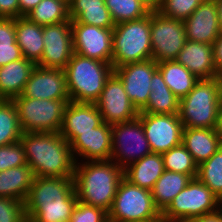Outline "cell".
<instances>
[{"label":"cell","instance_id":"obj_31","mask_svg":"<svg viewBox=\"0 0 222 222\" xmlns=\"http://www.w3.org/2000/svg\"><path fill=\"white\" fill-rule=\"evenodd\" d=\"M26 17L40 26L71 20L69 17V5L62 0H42Z\"/></svg>","mask_w":222,"mask_h":222},{"label":"cell","instance_id":"obj_3","mask_svg":"<svg viewBox=\"0 0 222 222\" xmlns=\"http://www.w3.org/2000/svg\"><path fill=\"white\" fill-rule=\"evenodd\" d=\"M76 162L74 184L78 201L109 211L124 170L114 161Z\"/></svg>","mask_w":222,"mask_h":222},{"label":"cell","instance_id":"obj_11","mask_svg":"<svg viewBox=\"0 0 222 222\" xmlns=\"http://www.w3.org/2000/svg\"><path fill=\"white\" fill-rule=\"evenodd\" d=\"M152 59L157 63L175 60L186 42L182 20L168 18L158 11L151 12Z\"/></svg>","mask_w":222,"mask_h":222},{"label":"cell","instance_id":"obj_39","mask_svg":"<svg viewBox=\"0 0 222 222\" xmlns=\"http://www.w3.org/2000/svg\"><path fill=\"white\" fill-rule=\"evenodd\" d=\"M69 222H108V212L78 201Z\"/></svg>","mask_w":222,"mask_h":222},{"label":"cell","instance_id":"obj_24","mask_svg":"<svg viewBox=\"0 0 222 222\" xmlns=\"http://www.w3.org/2000/svg\"><path fill=\"white\" fill-rule=\"evenodd\" d=\"M71 23H84L100 28H114L105 0H71L69 5Z\"/></svg>","mask_w":222,"mask_h":222},{"label":"cell","instance_id":"obj_7","mask_svg":"<svg viewBox=\"0 0 222 222\" xmlns=\"http://www.w3.org/2000/svg\"><path fill=\"white\" fill-rule=\"evenodd\" d=\"M23 132H59L66 105L70 100L34 99L16 96L12 99Z\"/></svg>","mask_w":222,"mask_h":222},{"label":"cell","instance_id":"obj_32","mask_svg":"<svg viewBox=\"0 0 222 222\" xmlns=\"http://www.w3.org/2000/svg\"><path fill=\"white\" fill-rule=\"evenodd\" d=\"M23 131L12 100L0 99V146L20 141Z\"/></svg>","mask_w":222,"mask_h":222},{"label":"cell","instance_id":"obj_22","mask_svg":"<svg viewBox=\"0 0 222 222\" xmlns=\"http://www.w3.org/2000/svg\"><path fill=\"white\" fill-rule=\"evenodd\" d=\"M182 145L199 165L208 160L222 146V141L217 135L216 128L184 127Z\"/></svg>","mask_w":222,"mask_h":222},{"label":"cell","instance_id":"obj_29","mask_svg":"<svg viewBox=\"0 0 222 222\" xmlns=\"http://www.w3.org/2000/svg\"><path fill=\"white\" fill-rule=\"evenodd\" d=\"M193 179L190 175L165 170L154 184L151 194L155 207L162 213Z\"/></svg>","mask_w":222,"mask_h":222},{"label":"cell","instance_id":"obj_10","mask_svg":"<svg viewBox=\"0 0 222 222\" xmlns=\"http://www.w3.org/2000/svg\"><path fill=\"white\" fill-rule=\"evenodd\" d=\"M111 132L112 152L110 160L123 170L152 153L139 117L127 122L112 124Z\"/></svg>","mask_w":222,"mask_h":222},{"label":"cell","instance_id":"obj_23","mask_svg":"<svg viewBox=\"0 0 222 222\" xmlns=\"http://www.w3.org/2000/svg\"><path fill=\"white\" fill-rule=\"evenodd\" d=\"M35 66L33 61L25 57L1 66L0 99L12 100L21 95Z\"/></svg>","mask_w":222,"mask_h":222},{"label":"cell","instance_id":"obj_44","mask_svg":"<svg viewBox=\"0 0 222 222\" xmlns=\"http://www.w3.org/2000/svg\"><path fill=\"white\" fill-rule=\"evenodd\" d=\"M186 222H222V212L218 208L216 211L192 218Z\"/></svg>","mask_w":222,"mask_h":222},{"label":"cell","instance_id":"obj_18","mask_svg":"<svg viewBox=\"0 0 222 222\" xmlns=\"http://www.w3.org/2000/svg\"><path fill=\"white\" fill-rule=\"evenodd\" d=\"M73 157L78 162L81 157L86 161H107L111 158V124L103 122L92 131L81 134L70 144Z\"/></svg>","mask_w":222,"mask_h":222},{"label":"cell","instance_id":"obj_15","mask_svg":"<svg viewBox=\"0 0 222 222\" xmlns=\"http://www.w3.org/2000/svg\"><path fill=\"white\" fill-rule=\"evenodd\" d=\"M43 43L42 58L36 65L64 70L74 53L71 20L43 26Z\"/></svg>","mask_w":222,"mask_h":222},{"label":"cell","instance_id":"obj_40","mask_svg":"<svg viewBox=\"0 0 222 222\" xmlns=\"http://www.w3.org/2000/svg\"><path fill=\"white\" fill-rule=\"evenodd\" d=\"M23 58L17 42L0 44V67Z\"/></svg>","mask_w":222,"mask_h":222},{"label":"cell","instance_id":"obj_12","mask_svg":"<svg viewBox=\"0 0 222 222\" xmlns=\"http://www.w3.org/2000/svg\"><path fill=\"white\" fill-rule=\"evenodd\" d=\"M152 153H164L182 144L183 123L178 114L139 113Z\"/></svg>","mask_w":222,"mask_h":222},{"label":"cell","instance_id":"obj_49","mask_svg":"<svg viewBox=\"0 0 222 222\" xmlns=\"http://www.w3.org/2000/svg\"><path fill=\"white\" fill-rule=\"evenodd\" d=\"M217 78L220 83V99H221V105H222V74H219Z\"/></svg>","mask_w":222,"mask_h":222},{"label":"cell","instance_id":"obj_30","mask_svg":"<svg viewBox=\"0 0 222 222\" xmlns=\"http://www.w3.org/2000/svg\"><path fill=\"white\" fill-rule=\"evenodd\" d=\"M157 69L162 74L167 86L179 100L184 98L199 81L195 75L176 60L159 62Z\"/></svg>","mask_w":222,"mask_h":222},{"label":"cell","instance_id":"obj_37","mask_svg":"<svg viewBox=\"0 0 222 222\" xmlns=\"http://www.w3.org/2000/svg\"><path fill=\"white\" fill-rule=\"evenodd\" d=\"M26 164L25 150L21 141L0 146V172Z\"/></svg>","mask_w":222,"mask_h":222},{"label":"cell","instance_id":"obj_38","mask_svg":"<svg viewBox=\"0 0 222 222\" xmlns=\"http://www.w3.org/2000/svg\"><path fill=\"white\" fill-rule=\"evenodd\" d=\"M0 222H28L24 202L0 197Z\"/></svg>","mask_w":222,"mask_h":222},{"label":"cell","instance_id":"obj_20","mask_svg":"<svg viewBox=\"0 0 222 222\" xmlns=\"http://www.w3.org/2000/svg\"><path fill=\"white\" fill-rule=\"evenodd\" d=\"M183 23L186 40L189 41L213 45L221 33L218 9L213 0L202 1Z\"/></svg>","mask_w":222,"mask_h":222},{"label":"cell","instance_id":"obj_2","mask_svg":"<svg viewBox=\"0 0 222 222\" xmlns=\"http://www.w3.org/2000/svg\"><path fill=\"white\" fill-rule=\"evenodd\" d=\"M27 164L37 177H74L76 161L59 132H23L20 139Z\"/></svg>","mask_w":222,"mask_h":222},{"label":"cell","instance_id":"obj_5","mask_svg":"<svg viewBox=\"0 0 222 222\" xmlns=\"http://www.w3.org/2000/svg\"><path fill=\"white\" fill-rule=\"evenodd\" d=\"M221 107L218 78L200 79L194 88L179 100V118L183 127L216 128Z\"/></svg>","mask_w":222,"mask_h":222},{"label":"cell","instance_id":"obj_51","mask_svg":"<svg viewBox=\"0 0 222 222\" xmlns=\"http://www.w3.org/2000/svg\"><path fill=\"white\" fill-rule=\"evenodd\" d=\"M219 209H220L221 212H222V200H220V203H219Z\"/></svg>","mask_w":222,"mask_h":222},{"label":"cell","instance_id":"obj_48","mask_svg":"<svg viewBox=\"0 0 222 222\" xmlns=\"http://www.w3.org/2000/svg\"><path fill=\"white\" fill-rule=\"evenodd\" d=\"M218 9V22L222 32V0L215 1Z\"/></svg>","mask_w":222,"mask_h":222},{"label":"cell","instance_id":"obj_25","mask_svg":"<svg viewBox=\"0 0 222 222\" xmlns=\"http://www.w3.org/2000/svg\"><path fill=\"white\" fill-rule=\"evenodd\" d=\"M15 32L23 57L37 64L44 51L43 26L22 16L15 19Z\"/></svg>","mask_w":222,"mask_h":222},{"label":"cell","instance_id":"obj_36","mask_svg":"<svg viewBox=\"0 0 222 222\" xmlns=\"http://www.w3.org/2000/svg\"><path fill=\"white\" fill-rule=\"evenodd\" d=\"M202 0H161L158 12L168 18L186 20Z\"/></svg>","mask_w":222,"mask_h":222},{"label":"cell","instance_id":"obj_47","mask_svg":"<svg viewBox=\"0 0 222 222\" xmlns=\"http://www.w3.org/2000/svg\"><path fill=\"white\" fill-rule=\"evenodd\" d=\"M216 132L222 141V105L220 107L219 114H218Z\"/></svg>","mask_w":222,"mask_h":222},{"label":"cell","instance_id":"obj_45","mask_svg":"<svg viewBox=\"0 0 222 222\" xmlns=\"http://www.w3.org/2000/svg\"><path fill=\"white\" fill-rule=\"evenodd\" d=\"M18 1H19V17H22L26 16L42 0H18Z\"/></svg>","mask_w":222,"mask_h":222},{"label":"cell","instance_id":"obj_28","mask_svg":"<svg viewBox=\"0 0 222 222\" xmlns=\"http://www.w3.org/2000/svg\"><path fill=\"white\" fill-rule=\"evenodd\" d=\"M34 177V173L28 164L1 171L0 197L25 202Z\"/></svg>","mask_w":222,"mask_h":222},{"label":"cell","instance_id":"obj_42","mask_svg":"<svg viewBox=\"0 0 222 222\" xmlns=\"http://www.w3.org/2000/svg\"><path fill=\"white\" fill-rule=\"evenodd\" d=\"M19 1L18 0H0V18H18Z\"/></svg>","mask_w":222,"mask_h":222},{"label":"cell","instance_id":"obj_52","mask_svg":"<svg viewBox=\"0 0 222 222\" xmlns=\"http://www.w3.org/2000/svg\"><path fill=\"white\" fill-rule=\"evenodd\" d=\"M63 2H66L68 5H70L71 0H62Z\"/></svg>","mask_w":222,"mask_h":222},{"label":"cell","instance_id":"obj_35","mask_svg":"<svg viewBox=\"0 0 222 222\" xmlns=\"http://www.w3.org/2000/svg\"><path fill=\"white\" fill-rule=\"evenodd\" d=\"M105 5L115 24L138 20L150 13L138 0H105Z\"/></svg>","mask_w":222,"mask_h":222},{"label":"cell","instance_id":"obj_9","mask_svg":"<svg viewBox=\"0 0 222 222\" xmlns=\"http://www.w3.org/2000/svg\"><path fill=\"white\" fill-rule=\"evenodd\" d=\"M220 199L197 178L191 179L169 206L161 213L165 222H186L216 211Z\"/></svg>","mask_w":222,"mask_h":222},{"label":"cell","instance_id":"obj_19","mask_svg":"<svg viewBox=\"0 0 222 222\" xmlns=\"http://www.w3.org/2000/svg\"><path fill=\"white\" fill-rule=\"evenodd\" d=\"M103 123V118L95 103L70 101L62 118L60 135L71 144L81 132L92 131Z\"/></svg>","mask_w":222,"mask_h":222},{"label":"cell","instance_id":"obj_41","mask_svg":"<svg viewBox=\"0 0 222 222\" xmlns=\"http://www.w3.org/2000/svg\"><path fill=\"white\" fill-rule=\"evenodd\" d=\"M15 19L14 18H0V44L15 43Z\"/></svg>","mask_w":222,"mask_h":222},{"label":"cell","instance_id":"obj_21","mask_svg":"<svg viewBox=\"0 0 222 222\" xmlns=\"http://www.w3.org/2000/svg\"><path fill=\"white\" fill-rule=\"evenodd\" d=\"M175 60L185 66L199 80L218 77L211 44L186 40Z\"/></svg>","mask_w":222,"mask_h":222},{"label":"cell","instance_id":"obj_14","mask_svg":"<svg viewBox=\"0 0 222 222\" xmlns=\"http://www.w3.org/2000/svg\"><path fill=\"white\" fill-rule=\"evenodd\" d=\"M95 104L103 122L111 125L133 120L139 115V111L125 92L123 83L114 72L107 79L100 98Z\"/></svg>","mask_w":222,"mask_h":222},{"label":"cell","instance_id":"obj_26","mask_svg":"<svg viewBox=\"0 0 222 222\" xmlns=\"http://www.w3.org/2000/svg\"><path fill=\"white\" fill-rule=\"evenodd\" d=\"M165 171L160 153H150L124 169V178L131 184L152 190L157 179Z\"/></svg>","mask_w":222,"mask_h":222},{"label":"cell","instance_id":"obj_46","mask_svg":"<svg viewBox=\"0 0 222 222\" xmlns=\"http://www.w3.org/2000/svg\"><path fill=\"white\" fill-rule=\"evenodd\" d=\"M140 1L150 12L158 11L161 0H138Z\"/></svg>","mask_w":222,"mask_h":222},{"label":"cell","instance_id":"obj_43","mask_svg":"<svg viewBox=\"0 0 222 222\" xmlns=\"http://www.w3.org/2000/svg\"><path fill=\"white\" fill-rule=\"evenodd\" d=\"M213 56L216 73L222 74V32L213 43Z\"/></svg>","mask_w":222,"mask_h":222},{"label":"cell","instance_id":"obj_16","mask_svg":"<svg viewBox=\"0 0 222 222\" xmlns=\"http://www.w3.org/2000/svg\"><path fill=\"white\" fill-rule=\"evenodd\" d=\"M157 70V62L153 59L130 63L114 69V73L123 83L132 104L140 112L148 103L151 93L150 83Z\"/></svg>","mask_w":222,"mask_h":222},{"label":"cell","instance_id":"obj_50","mask_svg":"<svg viewBox=\"0 0 222 222\" xmlns=\"http://www.w3.org/2000/svg\"><path fill=\"white\" fill-rule=\"evenodd\" d=\"M138 222H165V220L160 216L159 218L156 219H151V220H146V221H138Z\"/></svg>","mask_w":222,"mask_h":222},{"label":"cell","instance_id":"obj_33","mask_svg":"<svg viewBox=\"0 0 222 222\" xmlns=\"http://www.w3.org/2000/svg\"><path fill=\"white\" fill-rule=\"evenodd\" d=\"M196 178L222 200V146L198 165Z\"/></svg>","mask_w":222,"mask_h":222},{"label":"cell","instance_id":"obj_34","mask_svg":"<svg viewBox=\"0 0 222 222\" xmlns=\"http://www.w3.org/2000/svg\"><path fill=\"white\" fill-rule=\"evenodd\" d=\"M161 155L163 157L165 170L190 175L192 178H196L198 165L182 144L171 148Z\"/></svg>","mask_w":222,"mask_h":222},{"label":"cell","instance_id":"obj_27","mask_svg":"<svg viewBox=\"0 0 222 222\" xmlns=\"http://www.w3.org/2000/svg\"><path fill=\"white\" fill-rule=\"evenodd\" d=\"M150 89L148 103L139 113L178 114L179 99L167 86L158 69L152 75Z\"/></svg>","mask_w":222,"mask_h":222},{"label":"cell","instance_id":"obj_17","mask_svg":"<svg viewBox=\"0 0 222 222\" xmlns=\"http://www.w3.org/2000/svg\"><path fill=\"white\" fill-rule=\"evenodd\" d=\"M21 96L34 99L70 100L65 71L36 65Z\"/></svg>","mask_w":222,"mask_h":222},{"label":"cell","instance_id":"obj_1","mask_svg":"<svg viewBox=\"0 0 222 222\" xmlns=\"http://www.w3.org/2000/svg\"><path fill=\"white\" fill-rule=\"evenodd\" d=\"M78 202L74 177L35 176L24 202L28 222H69Z\"/></svg>","mask_w":222,"mask_h":222},{"label":"cell","instance_id":"obj_13","mask_svg":"<svg viewBox=\"0 0 222 222\" xmlns=\"http://www.w3.org/2000/svg\"><path fill=\"white\" fill-rule=\"evenodd\" d=\"M73 50L80 56L111 64L113 28L71 23Z\"/></svg>","mask_w":222,"mask_h":222},{"label":"cell","instance_id":"obj_8","mask_svg":"<svg viewBox=\"0 0 222 222\" xmlns=\"http://www.w3.org/2000/svg\"><path fill=\"white\" fill-rule=\"evenodd\" d=\"M161 216L155 207L150 190L131 184L123 178L108 211L110 222H138Z\"/></svg>","mask_w":222,"mask_h":222},{"label":"cell","instance_id":"obj_6","mask_svg":"<svg viewBox=\"0 0 222 222\" xmlns=\"http://www.w3.org/2000/svg\"><path fill=\"white\" fill-rule=\"evenodd\" d=\"M151 12L138 20L115 24L113 28V69L152 59Z\"/></svg>","mask_w":222,"mask_h":222},{"label":"cell","instance_id":"obj_4","mask_svg":"<svg viewBox=\"0 0 222 222\" xmlns=\"http://www.w3.org/2000/svg\"><path fill=\"white\" fill-rule=\"evenodd\" d=\"M64 71L70 101L95 103L114 69L107 62L73 53Z\"/></svg>","mask_w":222,"mask_h":222}]
</instances>
